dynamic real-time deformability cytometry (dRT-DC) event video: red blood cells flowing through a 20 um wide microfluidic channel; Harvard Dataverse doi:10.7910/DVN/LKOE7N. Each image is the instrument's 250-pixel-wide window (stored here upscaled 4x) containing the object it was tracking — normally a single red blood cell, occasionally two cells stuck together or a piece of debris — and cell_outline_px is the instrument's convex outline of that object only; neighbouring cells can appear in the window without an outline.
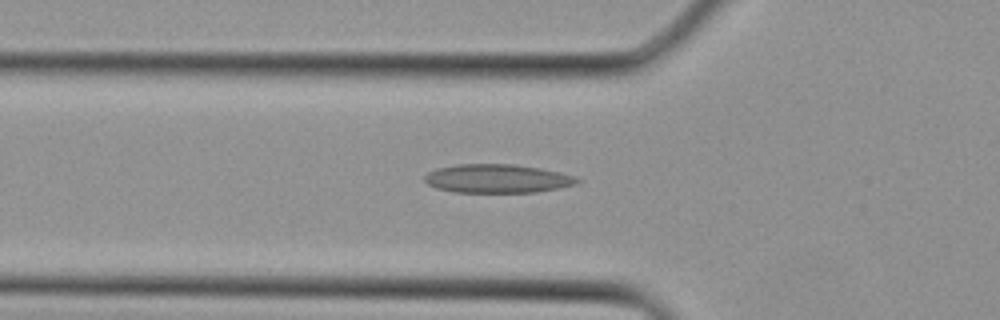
{"species": "Egyptian fruit bat (a non-hibernating species)", "species_latin": "Rousettus aegyptiacus", "temperature_condition": "cold", "stored_images_in_passage": 28, "camera_frame_rate_fps": 3000, "um_per_image_px": 0.085, "animal": {"sex": "female"}, "frame": {"image": 1, "passage_image": 10, "time_ms": 3.0, "image_size_px": [1000, 320], "cell_outline_px": [[580, 184], [560, 188], [536, 192], [456, 192], [436, 188], [428, 184], [424, 180], [424, 176], [428, 172], [436, 168], [456, 164], [516, 164], [540, 168], [560, 172], [576, 176], [580, 180]], "centroid_in_image_um": [42.3, 15.17], "position_along_channel_um": 83.5, "area_um2": 25.72}}
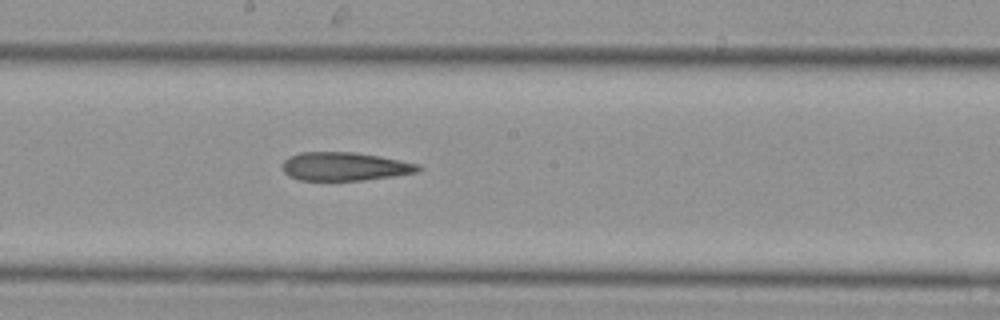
{"frame": {"image": 2, "passage_image": 17, "time_ms": 5.333, "image_size_px": [1000, 320], "cell_outline_px": [[424, 168], [416, 172], [392, 176], [364, 180], [300, 180], [288, 176], [284, 172], [284, 160], [288, 156], [300, 152], [356, 152], [380, 156], [420, 164]], "centroid_in_image_um": [29.31, 14.14], "position_along_channel_um": 218.9, "area_um2": 22.54}}
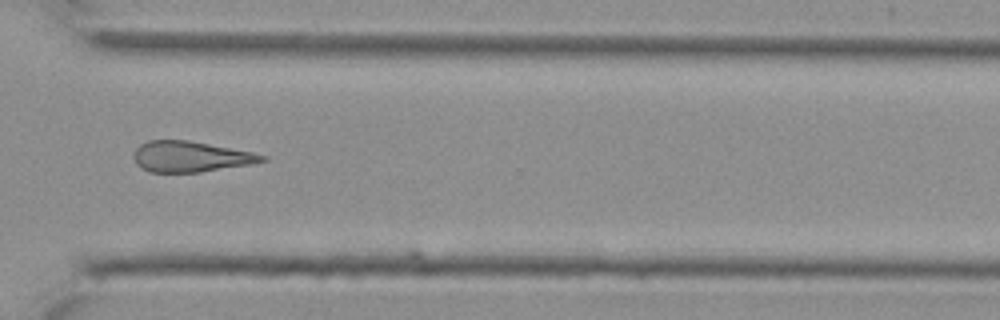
{"frame": {"image": 3, "passage_image": 24, "time_ms": 7.667, "image_size_px": [1000, 320], "cell_outline_px": [[268, 160], [252, 164], [200, 172], [148, 172], [140, 168], [136, 164], [132, 156], [136, 148], [140, 144], [148, 140], [188, 140], [252, 152], [268, 156]], "centroid_in_image_um": [16.18, 13.32], "position_along_channel_um": 354.4, "area_um2": 23.12}}